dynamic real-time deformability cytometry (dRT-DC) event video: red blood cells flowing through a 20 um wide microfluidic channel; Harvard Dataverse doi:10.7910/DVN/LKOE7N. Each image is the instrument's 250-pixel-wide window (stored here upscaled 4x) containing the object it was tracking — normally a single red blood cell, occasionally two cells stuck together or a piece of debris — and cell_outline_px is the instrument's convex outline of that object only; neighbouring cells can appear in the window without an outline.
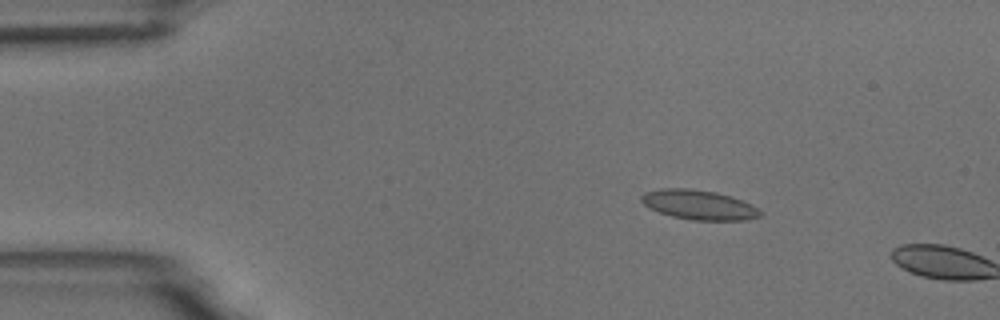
{"species": "common noctule bat (a hibernating species)", "species_latin": "Nyctalus noctula", "temperature_condition": "room temperature", "stored_images_in_passage": 2, "camera_frame_rate_fps": 3000, "um_per_image_px": 0.085, "animal": {"sex": "male", "body_mass_g": 18.8}, "frame": {"image": 1, "passage_image": 1, "time_ms": 0.0, "image_size_px": [1000, 320], "cell_outline_px": [[760, 216], [748, 220], [692, 220], [672, 216], [660, 212], [644, 204], [640, 200], [640, 196], [644, 192], [660, 188], [688, 188], [716, 192], [752, 204], [760, 212]], "centroid_in_image_um": [59.37, 17.4], "position_along_channel_um": 25.6, "area_um2": 20.29}}